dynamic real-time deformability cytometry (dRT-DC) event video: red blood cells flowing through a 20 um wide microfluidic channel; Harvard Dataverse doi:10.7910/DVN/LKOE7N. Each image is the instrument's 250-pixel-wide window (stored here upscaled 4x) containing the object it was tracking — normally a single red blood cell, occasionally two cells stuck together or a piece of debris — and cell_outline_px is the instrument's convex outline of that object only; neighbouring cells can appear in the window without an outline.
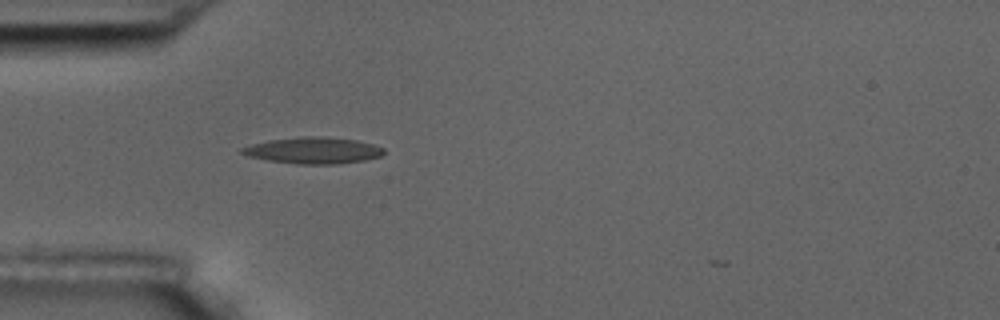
{"species": "common noctule bat (a hibernating species)", "species_latin": "Nyctalus noctula", "temperature_condition": "room temperature", "stored_images_in_passage": 2, "camera_frame_rate_fps": 3000, "um_per_image_px": 0.085, "animal": {"sex": "male", "body_mass_g": 17.5, "forearm_length_mm": 52.3}, "frame": {"image": 1, "passage_image": 1, "time_ms": 0.0, "image_size_px": [1000, 320], "cell_outline_px": [[384, 152], [380, 156], [364, 160], [336, 164], [296, 164], [268, 160], [248, 156], [240, 152], [240, 148], [252, 144], [272, 140], [300, 136], [320, 136], [356, 140], [372, 144], [384, 148]], "centroid_in_image_um": [26.62, 12.79], "position_along_channel_um": 58.4, "area_um2": 21.68}}